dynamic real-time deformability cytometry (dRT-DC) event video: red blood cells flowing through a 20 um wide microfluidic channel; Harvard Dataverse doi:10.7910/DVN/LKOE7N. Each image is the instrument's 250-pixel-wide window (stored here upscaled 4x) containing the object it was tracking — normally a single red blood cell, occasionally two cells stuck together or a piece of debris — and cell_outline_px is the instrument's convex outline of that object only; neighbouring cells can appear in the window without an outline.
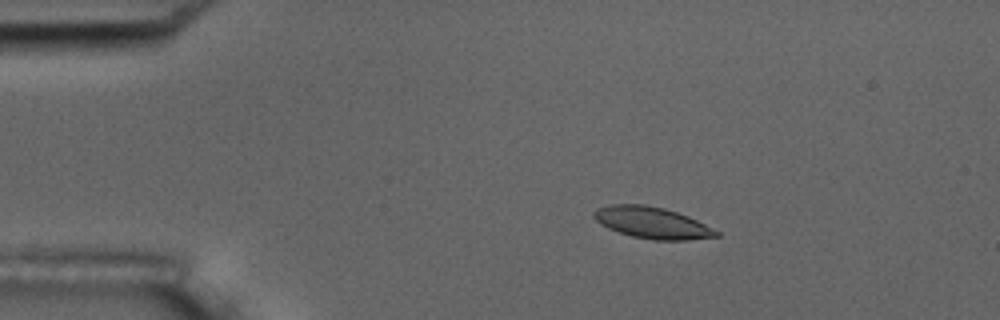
{"species": "common noctule bat (a hibernating species)", "species_latin": "Nyctalus noctula", "temperature_condition": "room temperature", "stored_images_in_passage": 5, "camera_frame_rate_fps": 3000, "um_per_image_px": 0.085, "animal": {"sex": "male", "body_mass_g": 17.5, "forearm_length_mm": 52.3}, "frame": {"image": 1, "passage_image": 3, "time_ms": 2.667, "image_size_px": [1000, 320], "cell_outline_px": [[720, 236], [688, 240], [652, 240], [632, 236], [608, 228], [600, 224], [592, 216], [592, 212], [596, 208], [612, 204], [644, 204], [664, 208], [688, 216], [720, 232]], "centroid_in_image_um": [55.4, 18.93], "position_along_channel_um": 29.6, "area_um2": 22.48}}